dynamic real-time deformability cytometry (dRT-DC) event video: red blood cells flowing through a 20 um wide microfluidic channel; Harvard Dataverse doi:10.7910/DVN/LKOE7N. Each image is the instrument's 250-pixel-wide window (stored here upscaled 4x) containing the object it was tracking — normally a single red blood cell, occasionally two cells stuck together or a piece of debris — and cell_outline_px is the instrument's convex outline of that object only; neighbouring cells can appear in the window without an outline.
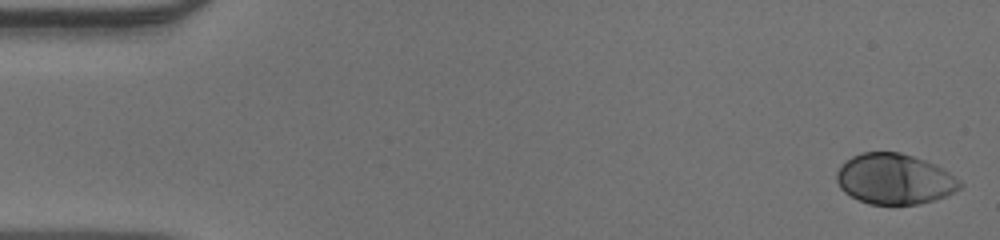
{"species": "human", "species_latin": "Homo sapiens", "temperature_condition": "warm", "stored_images_in_passage": 49, "camera_frame_rate_fps": 3000, "um_per_image_px": 0.085, "donor": {"sex": "male"}, "frame": {"image": 1, "passage_image": 1, "time_ms": 0.0, "image_size_px": [1000, 240], "cell_outline_px": [[964, 184], [960, 188], [944, 196], [920, 204], [868, 204], [844, 192], [840, 188], [836, 180], [836, 172], [852, 156], [864, 152], [900, 152], [936, 164], [960, 180]], "centroid_in_image_um": [76.04, 15.22], "position_along_channel_um": 9.0, "area_um2": 36.01}}
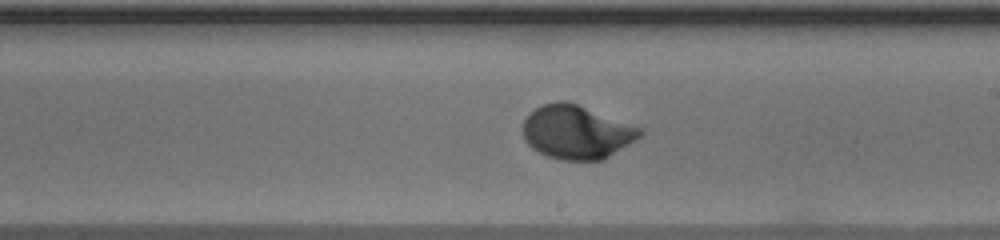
{"frame": {"image": 2, "passage_image": 28, "time_ms": 9.0, "image_size_px": [1000, 240], "cell_outline_px": [[644, 132], [636, 140], [604, 160], [560, 160], [548, 156], [532, 148], [524, 140], [524, 120], [536, 108], [544, 104], [556, 100], [568, 100], [644, 128]], "centroid_in_image_um": [49.06, 11.22], "position_along_channel_um": 239.9, "area_um2": 36.88}}
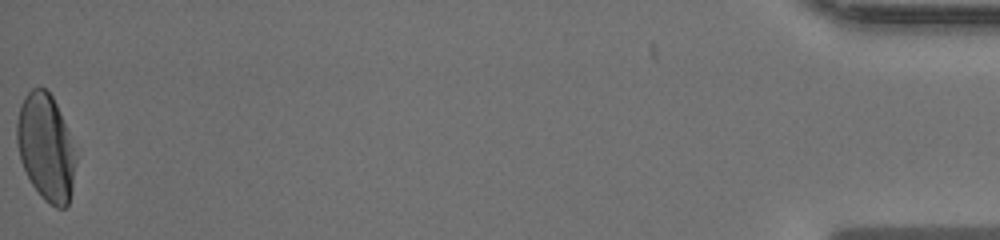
{"frame": {"image": 3, "passage_image": 49, "time_ms": 16.0, "image_size_px": [1000, 240], "cell_outline_px": [[76, 160], [72, 188], [68, 204], [64, 208], [56, 208], [48, 204], [44, 200], [32, 184], [20, 160], [16, 140], [16, 124], [20, 104], [24, 96], [32, 88], [44, 88], [52, 96], [56, 104], [68, 132], [76, 156]], "centroid_in_image_um": [3.88, 12.54], "position_along_channel_um": 431.3, "area_um2": 36.41}}